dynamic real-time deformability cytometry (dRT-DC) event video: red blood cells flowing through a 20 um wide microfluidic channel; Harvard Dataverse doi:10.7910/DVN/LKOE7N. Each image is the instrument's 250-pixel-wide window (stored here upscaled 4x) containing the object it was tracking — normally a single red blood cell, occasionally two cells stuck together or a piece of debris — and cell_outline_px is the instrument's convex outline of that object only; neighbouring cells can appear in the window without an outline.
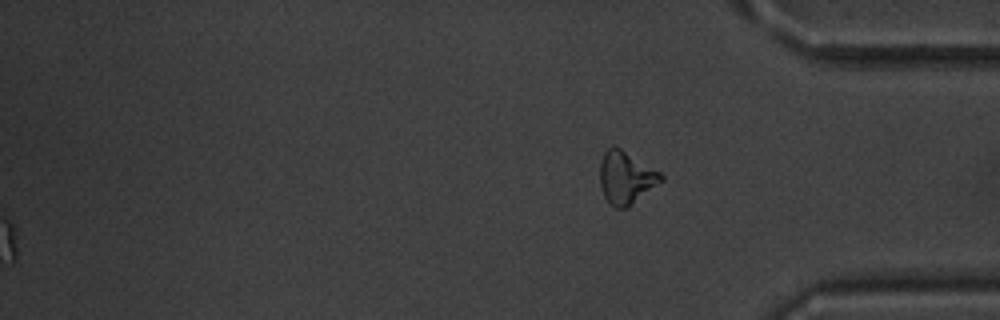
{"species": "common noctule bat (a hibernating species)", "species_latin": "Nyctalus noctula", "temperature_condition": "warm", "stored_images_in_passage": 52, "segment_of_instrument_passage": [2, 2], "camera_frame_rate_fps": 3000, "um_per_image_px": 0.085, "animal": {"sex": "male", "body_mass_g": 20.1, "forearm_length_mm": 53.5}, "frame": {"image": 1, "passage_image": 52, "time_ms": 17.0, "image_size_px": [1000, 320], "cell_outline_px": [[664, 180], [628, 208], [616, 208], [604, 196], [600, 184], [600, 164], [604, 152], [612, 144], [620, 148], [660, 172], [664, 176]], "centroid_in_image_um": [53.21, 15.1], "position_along_channel_um": 382.0, "area_um2": 18.67}}